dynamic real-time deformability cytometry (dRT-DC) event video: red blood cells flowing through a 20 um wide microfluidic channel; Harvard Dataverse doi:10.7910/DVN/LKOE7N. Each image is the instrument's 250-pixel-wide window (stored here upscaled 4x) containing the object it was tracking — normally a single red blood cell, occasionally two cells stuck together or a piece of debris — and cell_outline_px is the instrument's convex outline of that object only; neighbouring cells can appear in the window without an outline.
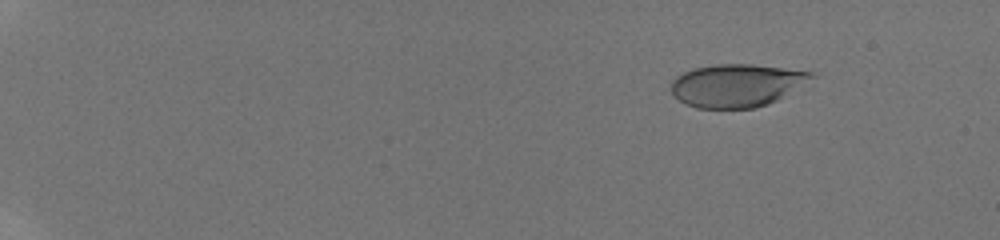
{"species": "human", "species_latin": "Homo sapiens", "temperature_condition": "room temperature", "stored_images_in_passage": 66, "camera_frame_rate_fps": 3000, "um_per_image_px": 0.085, "donor": {"sex": "male"}, "frame": {"image": 1, "passage_image": 6, "time_ms": 2.333, "image_size_px": [1000, 240], "cell_outline_px": [[816, 76], [776, 100], [768, 104], [756, 108], [696, 108], [684, 104], [672, 96], [668, 88], [672, 80], [676, 76], [692, 68], [716, 64], [752, 64], [812, 72]], "centroid_in_image_um": [62.51, 7.26], "position_along_channel_um": 22.5, "area_um2": 35.14}}
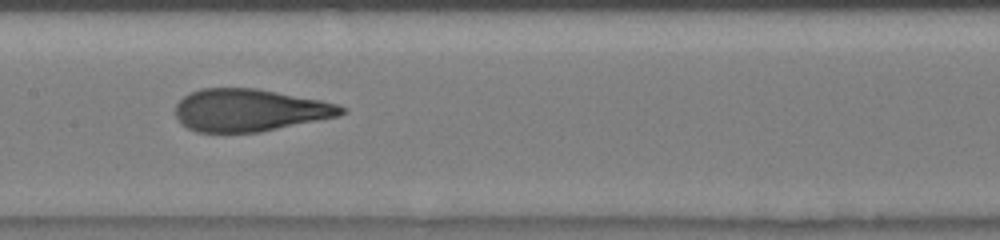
{"frame": {"image": 2, "passage_image": 33, "time_ms": 10.667, "image_size_px": [1000, 240], "cell_outline_px": [[348, 112], [340, 116], [260, 132], [196, 132], [180, 124], [176, 116], [176, 104], [184, 96], [200, 88], [256, 88], [320, 100], [340, 104]], "centroid_in_image_um": [21.23, 9.37], "position_along_channel_um": 186.2, "area_um2": 41.1}}
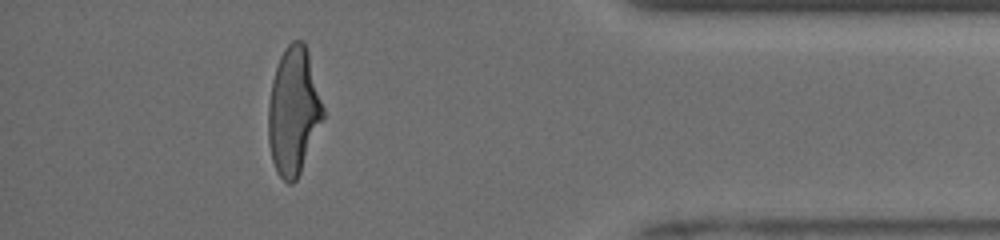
{"frame": {"image": 3, "passage_image": 63, "time_ms": 17.0, "image_size_px": [1000, 240], "cell_outline_px": [[324, 116], [300, 172], [296, 180], [292, 184], [288, 184], [276, 172], [272, 160], [268, 140], [268, 104], [272, 80], [280, 56], [284, 48], [292, 40], [304, 40], [308, 52], [324, 108]], "centroid_in_image_um": [24.93, 9.43], "position_along_channel_um": 410.3, "area_um2": 40.52}, "authors_computed_cell_mechanics": {"area_um2": 40.8935, "velocity_mm_per_s": 3.9667, "shape_relaxation_time_tau1_ms": 4.8484, "shape_relaxation_time_tau2_ms": 0.6069, "deformation_change_tau1": 0.2242, "deformation_change_tau2": 0.0829}}